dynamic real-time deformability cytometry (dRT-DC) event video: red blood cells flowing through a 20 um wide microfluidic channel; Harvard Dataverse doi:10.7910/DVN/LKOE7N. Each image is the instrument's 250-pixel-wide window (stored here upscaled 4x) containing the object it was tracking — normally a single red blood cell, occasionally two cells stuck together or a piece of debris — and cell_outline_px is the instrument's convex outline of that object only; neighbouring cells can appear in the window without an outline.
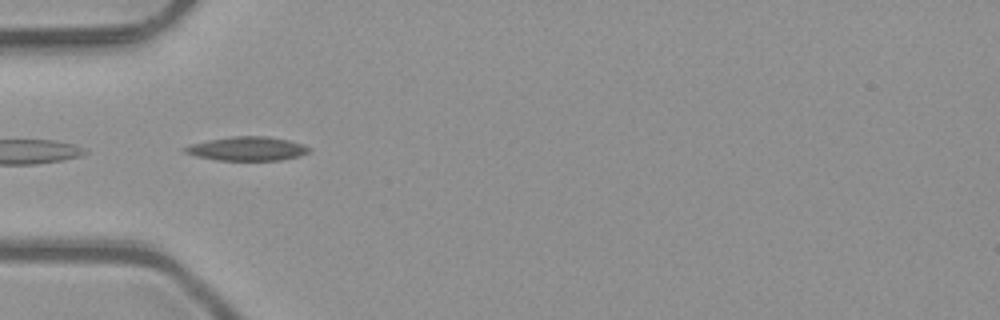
{"species": "common noctule bat (a hibernating species)", "species_latin": "Nyctalus noctula", "temperature_condition": "room temperature", "stored_images_in_passage": 2, "camera_frame_rate_fps": 3000, "um_per_image_px": 0.085, "animal": {"sex": "male", "body_mass_g": 23.1, "forearm_length_mm": 52.7}, "frame": {"image": 1, "passage_image": 1, "time_ms": 0.0, "image_size_px": [1000, 320], "cell_outline_px": [[312, 148], [308, 152], [300, 156], [280, 160], [216, 160], [196, 156], [184, 152], [180, 148], [192, 144], [208, 140], [232, 136], [268, 136], [288, 140], [304, 144]], "centroid_in_image_um": [21.02, 12.63], "position_along_channel_um": 64.0, "area_um2": 17.4}}
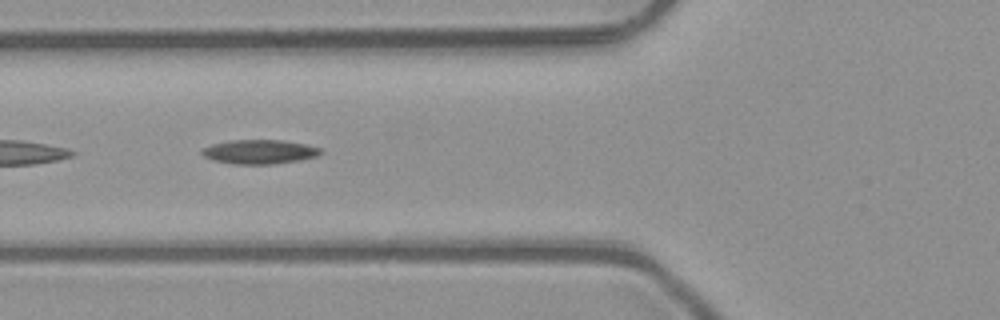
{"frame": {"image": 2, "passage_image": 2, "time_ms": 0.333, "image_size_px": [1000, 320], "cell_outline_px": [[324, 152], [316, 156], [300, 160], [272, 164], [232, 164], [212, 160], [204, 156], [200, 152], [204, 148], [212, 144], [228, 140], [284, 140], [304, 144], [320, 148]], "centroid_in_image_um": [22.04, 12.9], "position_along_channel_um": 103.8, "area_um2": 16.76}}